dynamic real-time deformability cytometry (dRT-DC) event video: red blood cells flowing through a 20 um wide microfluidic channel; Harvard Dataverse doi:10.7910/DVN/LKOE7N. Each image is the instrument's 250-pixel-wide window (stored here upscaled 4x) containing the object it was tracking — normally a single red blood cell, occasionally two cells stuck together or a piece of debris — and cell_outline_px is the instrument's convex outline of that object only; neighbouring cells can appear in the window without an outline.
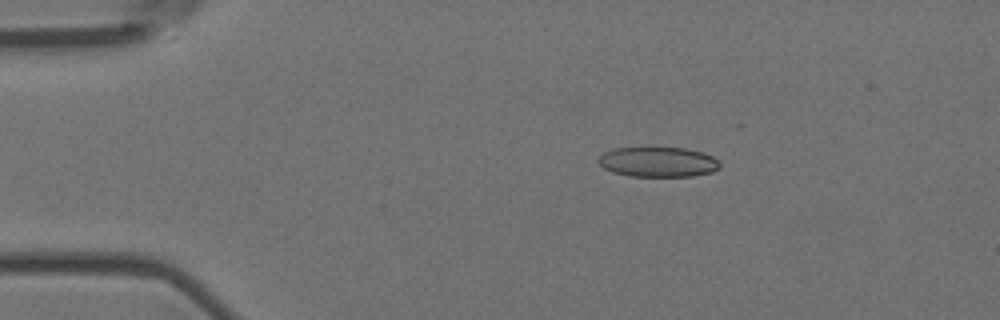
{"species": "Egyptian fruit bat (a non-hibernating species)", "species_latin": "Rousettus aegyptiacus", "temperature_condition": "room temperature", "stored_images_in_passage": 3, "camera_frame_rate_fps": 3000, "um_per_image_px": 0.085, "animal": {"sex": "female"}, "frame": {"image": 1, "passage_image": 1, "time_ms": 0.0, "image_size_px": [1000, 320], "cell_outline_px": [[720, 168], [712, 172], [692, 176], [628, 176], [612, 172], [604, 168], [596, 160], [604, 152], [616, 148], [640, 144], [684, 148], [704, 152], [712, 156], [720, 164]], "centroid_in_image_um": [55.89, 13.71], "position_along_channel_um": 29.1, "area_um2": 22.2}}